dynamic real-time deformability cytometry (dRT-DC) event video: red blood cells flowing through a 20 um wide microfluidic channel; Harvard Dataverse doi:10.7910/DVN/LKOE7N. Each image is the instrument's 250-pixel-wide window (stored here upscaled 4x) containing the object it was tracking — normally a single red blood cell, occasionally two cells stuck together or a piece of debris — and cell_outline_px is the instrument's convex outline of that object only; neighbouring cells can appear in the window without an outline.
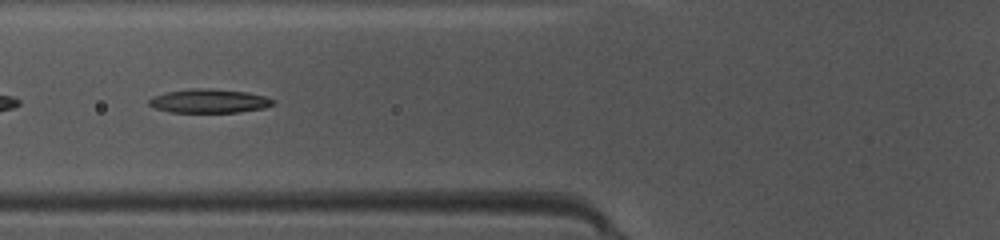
{"species": "common noctule bat (a hibernating species)", "species_latin": "Nyctalus noctula", "temperature_condition": "warm", "stored_images_in_passage": 43, "camera_frame_rate_fps": 3000, "um_per_image_px": 0.085, "animal": {"sex": "female", "body_mass_g": 10.0, "forearm_length_mm": 53.1}, "frame": {"image": 1, "passage_image": 19, "time_ms": 6.0, "image_size_px": [1000, 240], "cell_outline_px": [[276, 104], [264, 108], [236, 112], [168, 112], [156, 108], [148, 104], [148, 100], [152, 96], [168, 92], [188, 88], [208, 88], [248, 92], [264, 96], [276, 100]], "centroid_in_image_um": [17.79, 8.58], "position_along_channel_um": 108.0, "area_um2": 17.34}}
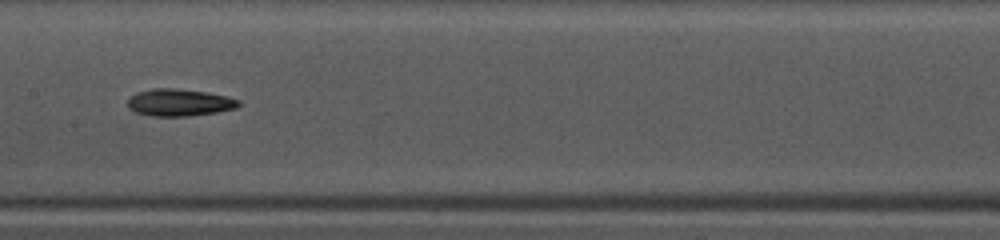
{"frame": {"image": 2, "passage_image": 25, "time_ms": 8.0, "image_size_px": [1000, 240], "cell_outline_px": [[240, 104], [236, 108], [216, 112], [188, 116], [148, 116], [136, 112], [128, 108], [128, 100], [136, 92], [152, 88], [172, 88], [204, 92], [224, 96], [240, 100]], "centroid_in_image_um": [15.2, 8.72], "position_along_channel_um": 192.2, "area_um2": 17.4}}
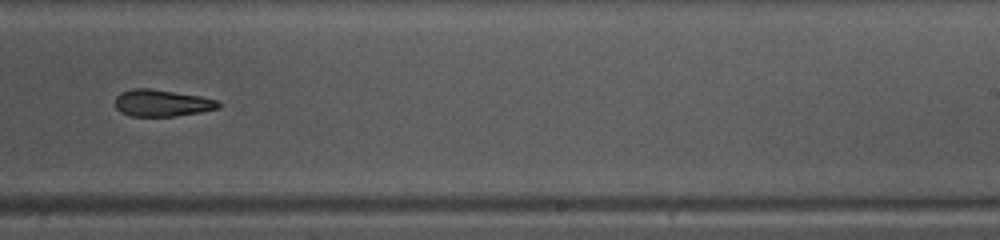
{"frame": {"image": 3, "passage_image": 31, "time_ms": 10.0, "image_size_px": [1000, 240], "cell_outline_px": [[220, 108], [200, 112], [176, 116], [132, 116], [120, 112], [116, 108], [116, 96], [120, 92], [132, 88], [152, 88], [200, 96], [216, 100], [220, 104]], "centroid_in_image_um": [13.74, 8.75], "position_along_channel_um": 275.3, "area_um2": 16.18}, "authors_computed_cell_mechanics": {"area_um2": 17.5134, "velocity_mm_per_s": 4.1702, "shape_relaxation_time_tau1_ms": 4.2263, "shape_relaxation_time_tau2_ms": 4.6518, "deformation_change_tau1": 0.1492, "deformation_change_tau2": 0.1268}}